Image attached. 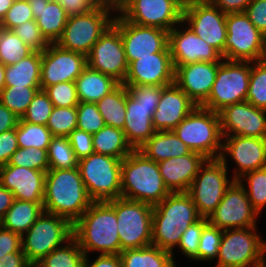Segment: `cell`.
Here are the masks:
<instances>
[{
  "instance_id": "obj_1",
  "label": "cell",
  "mask_w": 266,
  "mask_h": 267,
  "mask_svg": "<svg viewBox=\"0 0 266 267\" xmlns=\"http://www.w3.org/2000/svg\"><path fill=\"white\" fill-rule=\"evenodd\" d=\"M89 197L78 167L49 169L46 172L43 209L74 224L90 207Z\"/></svg>"
},
{
  "instance_id": "obj_2",
  "label": "cell",
  "mask_w": 266,
  "mask_h": 267,
  "mask_svg": "<svg viewBox=\"0 0 266 267\" xmlns=\"http://www.w3.org/2000/svg\"><path fill=\"white\" fill-rule=\"evenodd\" d=\"M201 216L187 192H171L153 206L152 244L171 252L178 245L183 231Z\"/></svg>"
},
{
  "instance_id": "obj_3",
  "label": "cell",
  "mask_w": 266,
  "mask_h": 267,
  "mask_svg": "<svg viewBox=\"0 0 266 267\" xmlns=\"http://www.w3.org/2000/svg\"><path fill=\"white\" fill-rule=\"evenodd\" d=\"M73 237L85 256L90 251L120 254L121 245L114 208L107 201H93L73 224Z\"/></svg>"
},
{
  "instance_id": "obj_4",
  "label": "cell",
  "mask_w": 266,
  "mask_h": 267,
  "mask_svg": "<svg viewBox=\"0 0 266 267\" xmlns=\"http://www.w3.org/2000/svg\"><path fill=\"white\" fill-rule=\"evenodd\" d=\"M170 193L163 182L158 163L138 149L122 160L121 197L155 206Z\"/></svg>"
},
{
  "instance_id": "obj_5",
  "label": "cell",
  "mask_w": 266,
  "mask_h": 267,
  "mask_svg": "<svg viewBox=\"0 0 266 267\" xmlns=\"http://www.w3.org/2000/svg\"><path fill=\"white\" fill-rule=\"evenodd\" d=\"M172 131L192 152L219 159L223 135L217 112L196 106Z\"/></svg>"
},
{
  "instance_id": "obj_6",
  "label": "cell",
  "mask_w": 266,
  "mask_h": 267,
  "mask_svg": "<svg viewBox=\"0 0 266 267\" xmlns=\"http://www.w3.org/2000/svg\"><path fill=\"white\" fill-rule=\"evenodd\" d=\"M228 155L220 154L219 159H207L200 167L187 193L192 198L199 215L203 218L215 211L226 190L235 181L227 178Z\"/></svg>"
},
{
  "instance_id": "obj_7",
  "label": "cell",
  "mask_w": 266,
  "mask_h": 267,
  "mask_svg": "<svg viewBox=\"0 0 266 267\" xmlns=\"http://www.w3.org/2000/svg\"><path fill=\"white\" fill-rule=\"evenodd\" d=\"M72 237L73 224L69 220L44 211L21 236L22 251L27 261L34 266Z\"/></svg>"
},
{
  "instance_id": "obj_8",
  "label": "cell",
  "mask_w": 266,
  "mask_h": 267,
  "mask_svg": "<svg viewBox=\"0 0 266 267\" xmlns=\"http://www.w3.org/2000/svg\"><path fill=\"white\" fill-rule=\"evenodd\" d=\"M107 202L117 217L121 252L152 244V205L123 197Z\"/></svg>"
},
{
  "instance_id": "obj_9",
  "label": "cell",
  "mask_w": 266,
  "mask_h": 267,
  "mask_svg": "<svg viewBox=\"0 0 266 267\" xmlns=\"http://www.w3.org/2000/svg\"><path fill=\"white\" fill-rule=\"evenodd\" d=\"M122 160L93 153L78 160V168L92 201H110L121 197Z\"/></svg>"
},
{
  "instance_id": "obj_10",
  "label": "cell",
  "mask_w": 266,
  "mask_h": 267,
  "mask_svg": "<svg viewBox=\"0 0 266 267\" xmlns=\"http://www.w3.org/2000/svg\"><path fill=\"white\" fill-rule=\"evenodd\" d=\"M255 229L256 226L223 230L216 267H260L264 264L266 242Z\"/></svg>"
},
{
  "instance_id": "obj_11",
  "label": "cell",
  "mask_w": 266,
  "mask_h": 267,
  "mask_svg": "<svg viewBox=\"0 0 266 267\" xmlns=\"http://www.w3.org/2000/svg\"><path fill=\"white\" fill-rule=\"evenodd\" d=\"M114 10L97 5L89 12L70 16L62 36L56 42L60 47L87 56L100 36L113 23Z\"/></svg>"
},
{
  "instance_id": "obj_12",
  "label": "cell",
  "mask_w": 266,
  "mask_h": 267,
  "mask_svg": "<svg viewBox=\"0 0 266 267\" xmlns=\"http://www.w3.org/2000/svg\"><path fill=\"white\" fill-rule=\"evenodd\" d=\"M251 73V62L223 59L208 99L201 107L219 112L224 107L246 101Z\"/></svg>"
},
{
  "instance_id": "obj_13",
  "label": "cell",
  "mask_w": 266,
  "mask_h": 267,
  "mask_svg": "<svg viewBox=\"0 0 266 267\" xmlns=\"http://www.w3.org/2000/svg\"><path fill=\"white\" fill-rule=\"evenodd\" d=\"M227 36L223 59L255 62L263 60L266 36L244 12L226 14Z\"/></svg>"
},
{
  "instance_id": "obj_14",
  "label": "cell",
  "mask_w": 266,
  "mask_h": 267,
  "mask_svg": "<svg viewBox=\"0 0 266 267\" xmlns=\"http://www.w3.org/2000/svg\"><path fill=\"white\" fill-rule=\"evenodd\" d=\"M183 23L214 47L223 57L227 36L226 13L215 7L209 0H185Z\"/></svg>"
},
{
  "instance_id": "obj_15",
  "label": "cell",
  "mask_w": 266,
  "mask_h": 267,
  "mask_svg": "<svg viewBox=\"0 0 266 267\" xmlns=\"http://www.w3.org/2000/svg\"><path fill=\"white\" fill-rule=\"evenodd\" d=\"M185 0H128L119 14L131 23L170 31L183 26Z\"/></svg>"
},
{
  "instance_id": "obj_16",
  "label": "cell",
  "mask_w": 266,
  "mask_h": 267,
  "mask_svg": "<svg viewBox=\"0 0 266 267\" xmlns=\"http://www.w3.org/2000/svg\"><path fill=\"white\" fill-rule=\"evenodd\" d=\"M112 24L120 31L128 65L138 57L170 53L168 31L131 23L120 14L114 17Z\"/></svg>"
},
{
  "instance_id": "obj_17",
  "label": "cell",
  "mask_w": 266,
  "mask_h": 267,
  "mask_svg": "<svg viewBox=\"0 0 266 267\" xmlns=\"http://www.w3.org/2000/svg\"><path fill=\"white\" fill-rule=\"evenodd\" d=\"M258 212L252 207L244 187L235 180L208 222L221 229H242L256 226Z\"/></svg>"
},
{
  "instance_id": "obj_18",
  "label": "cell",
  "mask_w": 266,
  "mask_h": 267,
  "mask_svg": "<svg viewBox=\"0 0 266 267\" xmlns=\"http://www.w3.org/2000/svg\"><path fill=\"white\" fill-rule=\"evenodd\" d=\"M87 66L113 77L122 84L128 72L120 31L111 24L87 55Z\"/></svg>"
},
{
  "instance_id": "obj_19",
  "label": "cell",
  "mask_w": 266,
  "mask_h": 267,
  "mask_svg": "<svg viewBox=\"0 0 266 267\" xmlns=\"http://www.w3.org/2000/svg\"><path fill=\"white\" fill-rule=\"evenodd\" d=\"M87 67V56L50 43L42 52L41 89L63 82H75Z\"/></svg>"
},
{
  "instance_id": "obj_20",
  "label": "cell",
  "mask_w": 266,
  "mask_h": 267,
  "mask_svg": "<svg viewBox=\"0 0 266 267\" xmlns=\"http://www.w3.org/2000/svg\"><path fill=\"white\" fill-rule=\"evenodd\" d=\"M218 114L223 136L266 138V110L243 101L224 107Z\"/></svg>"
},
{
  "instance_id": "obj_21",
  "label": "cell",
  "mask_w": 266,
  "mask_h": 267,
  "mask_svg": "<svg viewBox=\"0 0 266 267\" xmlns=\"http://www.w3.org/2000/svg\"><path fill=\"white\" fill-rule=\"evenodd\" d=\"M184 29L175 26L169 31L168 47L174 68L185 64L223 60L222 55L197 36L190 27Z\"/></svg>"
},
{
  "instance_id": "obj_22",
  "label": "cell",
  "mask_w": 266,
  "mask_h": 267,
  "mask_svg": "<svg viewBox=\"0 0 266 267\" xmlns=\"http://www.w3.org/2000/svg\"><path fill=\"white\" fill-rule=\"evenodd\" d=\"M175 83V68L170 53H154L138 57L128 65L124 85L165 87Z\"/></svg>"
},
{
  "instance_id": "obj_23",
  "label": "cell",
  "mask_w": 266,
  "mask_h": 267,
  "mask_svg": "<svg viewBox=\"0 0 266 267\" xmlns=\"http://www.w3.org/2000/svg\"><path fill=\"white\" fill-rule=\"evenodd\" d=\"M223 139L221 154L231 156L237 167L233 171L234 180L247 172L266 167V138L223 136Z\"/></svg>"
},
{
  "instance_id": "obj_24",
  "label": "cell",
  "mask_w": 266,
  "mask_h": 267,
  "mask_svg": "<svg viewBox=\"0 0 266 267\" xmlns=\"http://www.w3.org/2000/svg\"><path fill=\"white\" fill-rule=\"evenodd\" d=\"M220 62H198L175 68V84L197 105L209 97Z\"/></svg>"
},
{
  "instance_id": "obj_25",
  "label": "cell",
  "mask_w": 266,
  "mask_h": 267,
  "mask_svg": "<svg viewBox=\"0 0 266 267\" xmlns=\"http://www.w3.org/2000/svg\"><path fill=\"white\" fill-rule=\"evenodd\" d=\"M46 172L8 165L0 167V184L13 193L14 199L44 202Z\"/></svg>"
},
{
  "instance_id": "obj_26",
  "label": "cell",
  "mask_w": 266,
  "mask_h": 267,
  "mask_svg": "<svg viewBox=\"0 0 266 267\" xmlns=\"http://www.w3.org/2000/svg\"><path fill=\"white\" fill-rule=\"evenodd\" d=\"M196 106L175 83L161 87V97L152 118L155 131H172Z\"/></svg>"
},
{
  "instance_id": "obj_27",
  "label": "cell",
  "mask_w": 266,
  "mask_h": 267,
  "mask_svg": "<svg viewBox=\"0 0 266 267\" xmlns=\"http://www.w3.org/2000/svg\"><path fill=\"white\" fill-rule=\"evenodd\" d=\"M206 160L202 154L191 151L187 155L158 162L165 186L170 192H187Z\"/></svg>"
},
{
  "instance_id": "obj_28",
  "label": "cell",
  "mask_w": 266,
  "mask_h": 267,
  "mask_svg": "<svg viewBox=\"0 0 266 267\" xmlns=\"http://www.w3.org/2000/svg\"><path fill=\"white\" fill-rule=\"evenodd\" d=\"M157 107H145L135 100L126 88L124 134L133 149L140 148L156 131L152 124Z\"/></svg>"
},
{
  "instance_id": "obj_29",
  "label": "cell",
  "mask_w": 266,
  "mask_h": 267,
  "mask_svg": "<svg viewBox=\"0 0 266 267\" xmlns=\"http://www.w3.org/2000/svg\"><path fill=\"white\" fill-rule=\"evenodd\" d=\"M34 20L42 36L50 43H56L62 36L68 16L57 0H28Z\"/></svg>"
},
{
  "instance_id": "obj_30",
  "label": "cell",
  "mask_w": 266,
  "mask_h": 267,
  "mask_svg": "<svg viewBox=\"0 0 266 267\" xmlns=\"http://www.w3.org/2000/svg\"><path fill=\"white\" fill-rule=\"evenodd\" d=\"M138 150L156 163L191 152L173 131H156Z\"/></svg>"
},
{
  "instance_id": "obj_31",
  "label": "cell",
  "mask_w": 266,
  "mask_h": 267,
  "mask_svg": "<svg viewBox=\"0 0 266 267\" xmlns=\"http://www.w3.org/2000/svg\"><path fill=\"white\" fill-rule=\"evenodd\" d=\"M79 102L97 103L120 83L113 77L87 66L75 80Z\"/></svg>"
},
{
  "instance_id": "obj_32",
  "label": "cell",
  "mask_w": 266,
  "mask_h": 267,
  "mask_svg": "<svg viewBox=\"0 0 266 267\" xmlns=\"http://www.w3.org/2000/svg\"><path fill=\"white\" fill-rule=\"evenodd\" d=\"M43 212V202L14 199L12 206L0 220V225L22 236Z\"/></svg>"
},
{
  "instance_id": "obj_33",
  "label": "cell",
  "mask_w": 266,
  "mask_h": 267,
  "mask_svg": "<svg viewBox=\"0 0 266 267\" xmlns=\"http://www.w3.org/2000/svg\"><path fill=\"white\" fill-rule=\"evenodd\" d=\"M42 52L34 51L18 63L6 66L5 86L41 87Z\"/></svg>"
},
{
  "instance_id": "obj_34",
  "label": "cell",
  "mask_w": 266,
  "mask_h": 267,
  "mask_svg": "<svg viewBox=\"0 0 266 267\" xmlns=\"http://www.w3.org/2000/svg\"><path fill=\"white\" fill-rule=\"evenodd\" d=\"M119 255L122 267H176L171 252L153 244L142 248L126 249Z\"/></svg>"
},
{
  "instance_id": "obj_35",
  "label": "cell",
  "mask_w": 266,
  "mask_h": 267,
  "mask_svg": "<svg viewBox=\"0 0 266 267\" xmlns=\"http://www.w3.org/2000/svg\"><path fill=\"white\" fill-rule=\"evenodd\" d=\"M94 153L116 157L123 160L134 149L127 142L124 131L105 125L92 135Z\"/></svg>"
},
{
  "instance_id": "obj_36",
  "label": "cell",
  "mask_w": 266,
  "mask_h": 267,
  "mask_svg": "<svg viewBox=\"0 0 266 267\" xmlns=\"http://www.w3.org/2000/svg\"><path fill=\"white\" fill-rule=\"evenodd\" d=\"M107 126L124 128L126 115V86L119 84L96 103Z\"/></svg>"
},
{
  "instance_id": "obj_37",
  "label": "cell",
  "mask_w": 266,
  "mask_h": 267,
  "mask_svg": "<svg viewBox=\"0 0 266 267\" xmlns=\"http://www.w3.org/2000/svg\"><path fill=\"white\" fill-rule=\"evenodd\" d=\"M85 254L74 237L54 249L33 267H83Z\"/></svg>"
},
{
  "instance_id": "obj_38",
  "label": "cell",
  "mask_w": 266,
  "mask_h": 267,
  "mask_svg": "<svg viewBox=\"0 0 266 267\" xmlns=\"http://www.w3.org/2000/svg\"><path fill=\"white\" fill-rule=\"evenodd\" d=\"M18 148L48 149L52 133L42 124H32L19 118L16 126Z\"/></svg>"
},
{
  "instance_id": "obj_39",
  "label": "cell",
  "mask_w": 266,
  "mask_h": 267,
  "mask_svg": "<svg viewBox=\"0 0 266 267\" xmlns=\"http://www.w3.org/2000/svg\"><path fill=\"white\" fill-rule=\"evenodd\" d=\"M47 154L49 169H72L78 167V159L68 137L53 136Z\"/></svg>"
},
{
  "instance_id": "obj_40",
  "label": "cell",
  "mask_w": 266,
  "mask_h": 267,
  "mask_svg": "<svg viewBox=\"0 0 266 267\" xmlns=\"http://www.w3.org/2000/svg\"><path fill=\"white\" fill-rule=\"evenodd\" d=\"M34 52L12 30L3 29L0 33V62L5 65L18 63Z\"/></svg>"
},
{
  "instance_id": "obj_41",
  "label": "cell",
  "mask_w": 266,
  "mask_h": 267,
  "mask_svg": "<svg viewBox=\"0 0 266 267\" xmlns=\"http://www.w3.org/2000/svg\"><path fill=\"white\" fill-rule=\"evenodd\" d=\"M237 181L244 187L252 207L260 215L266 206V167L247 172ZM243 181L247 183L248 188L243 184Z\"/></svg>"
},
{
  "instance_id": "obj_42",
  "label": "cell",
  "mask_w": 266,
  "mask_h": 267,
  "mask_svg": "<svg viewBox=\"0 0 266 267\" xmlns=\"http://www.w3.org/2000/svg\"><path fill=\"white\" fill-rule=\"evenodd\" d=\"M40 89L41 87L5 86L0 92V102L21 118Z\"/></svg>"
},
{
  "instance_id": "obj_43",
  "label": "cell",
  "mask_w": 266,
  "mask_h": 267,
  "mask_svg": "<svg viewBox=\"0 0 266 267\" xmlns=\"http://www.w3.org/2000/svg\"><path fill=\"white\" fill-rule=\"evenodd\" d=\"M246 101L257 108L266 110V62L263 60L251 62Z\"/></svg>"
},
{
  "instance_id": "obj_44",
  "label": "cell",
  "mask_w": 266,
  "mask_h": 267,
  "mask_svg": "<svg viewBox=\"0 0 266 267\" xmlns=\"http://www.w3.org/2000/svg\"><path fill=\"white\" fill-rule=\"evenodd\" d=\"M46 127L52 136L68 137L77 127L76 107H53Z\"/></svg>"
},
{
  "instance_id": "obj_45",
  "label": "cell",
  "mask_w": 266,
  "mask_h": 267,
  "mask_svg": "<svg viewBox=\"0 0 266 267\" xmlns=\"http://www.w3.org/2000/svg\"><path fill=\"white\" fill-rule=\"evenodd\" d=\"M48 149L18 148L11 156L8 165L47 172L49 170Z\"/></svg>"
},
{
  "instance_id": "obj_46",
  "label": "cell",
  "mask_w": 266,
  "mask_h": 267,
  "mask_svg": "<svg viewBox=\"0 0 266 267\" xmlns=\"http://www.w3.org/2000/svg\"><path fill=\"white\" fill-rule=\"evenodd\" d=\"M53 107V103L50 101L47 93L40 89L34 95L26 112L20 119L32 124H42L46 126Z\"/></svg>"
},
{
  "instance_id": "obj_47",
  "label": "cell",
  "mask_w": 266,
  "mask_h": 267,
  "mask_svg": "<svg viewBox=\"0 0 266 267\" xmlns=\"http://www.w3.org/2000/svg\"><path fill=\"white\" fill-rule=\"evenodd\" d=\"M76 109V128L93 135L106 125L96 103L79 102Z\"/></svg>"
},
{
  "instance_id": "obj_48",
  "label": "cell",
  "mask_w": 266,
  "mask_h": 267,
  "mask_svg": "<svg viewBox=\"0 0 266 267\" xmlns=\"http://www.w3.org/2000/svg\"><path fill=\"white\" fill-rule=\"evenodd\" d=\"M208 218L201 217L197 222L191 224L183 231L178 248L189 259L198 261V247L203 228L208 224Z\"/></svg>"
},
{
  "instance_id": "obj_49",
  "label": "cell",
  "mask_w": 266,
  "mask_h": 267,
  "mask_svg": "<svg viewBox=\"0 0 266 267\" xmlns=\"http://www.w3.org/2000/svg\"><path fill=\"white\" fill-rule=\"evenodd\" d=\"M223 230L208 223L202 230L199 247L198 261L213 260L218 255Z\"/></svg>"
},
{
  "instance_id": "obj_50",
  "label": "cell",
  "mask_w": 266,
  "mask_h": 267,
  "mask_svg": "<svg viewBox=\"0 0 266 267\" xmlns=\"http://www.w3.org/2000/svg\"><path fill=\"white\" fill-rule=\"evenodd\" d=\"M44 91L54 107H76L79 104L75 82L57 83Z\"/></svg>"
},
{
  "instance_id": "obj_51",
  "label": "cell",
  "mask_w": 266,
  "mask_h": 267,
  "mask_svg": "<svg viewBox=\"0 0 266 267\" xmlns=\"http://www.w3.org/2000/svg\"><path fill=\"white\" fill-rule=\"evenodd\" d=\"M12 31L34 51L43 52L49 45L42 36L36 20L27 21L13 28Z\"/></svg>"
},
{
  "instance_id": "obj_52",
  "label": "cell",
  "mask_w": 266,
  "mask_h": 267,
  "mask_svg": "<svg viewBox=\"0 0 266 267\" xmlns=\"http://www.w3.org/2000/svg\"><path fill=\"white\" fill-rule=\"evenodd\" d=\"M32 20H34V14L31 11L28 0H15L0 24L3 29L12 30L17 26Z\"/></svg>"
},
{
  "instance_id": "obj_53",
  "label": "cell",
  "mask_w": 266,
  "mask_h": 267,
  "mask_svg": "<svg viewBox=\"0 0 266 267\" xmlns=\"http://www.w3.org/2000/svg\"><path fill=\"white\" fill-rule=\"evenodd\" d=\"M127 92L145 107H157L161 97V87L154 85H125Z\"/></svg>"
},
{
  "instance_id": "obj_54",
  "label": "cell",
  "mask_w": 266,
  "mask_h": 267,
  "mask_svg": "<svg viewBox=\"0 0 266 267\" xmlns=\"http://www.w3.org/2000/svg\"><path fill=\"white\" fill-rule=\"evenodd\" d=\"M68 139L78 160L94 153L92 134L75 128L69 134Z\"/></svg>"
},
{
  "instance_id": "obj_55",
  "label": "cell",
  "mask_w": 266,
  "mask_h": 267,
  "mask_svg": "<svg viewBox=\"0 0 266 267\" xmlns=\"http://www.w3.org/2000/svg\"><path fill=\"white\" fill-rule=\"evenodd\" d=\"M244 13L250 22L266 36V0H252Z\"/></svg>"
},
{
  "instance_id": "obj_56",
  "label": "cell",
  "mask_w": 266,
  "mask_h": 267,
  "mask_svg": "<svg viewBox=\"0 0 266 267\" xmlns=\"http://www.w3.org/2000/svg\"><path fill=\"white\" fill-rule=\"evenodd\" d=\"M18 149L16 128L0 134V167L8 164L13 153Z\"/></svg>"
},
{
  "instance_id": "obj_57",
  "label": "cell",
  "mask_w": 266,
  "mask_h": 267,
  "mask_svg": "<svg viewBox=\"0 0 266 267\" xmlns=\"http://www.w3.org/2000/svg\"><path fill=\"white\" fill-rule=\"evenodd\" d=\"M14 252H23L21 235L0 225V258Z\"/></svg>"
},
{
  "instance_id": "obj_58",
  "label": "cell",
  "mask_w": 266,
  "mask_h": 267,
  "mask_svg": "<svg viewBox=\"0 0 266 267\" xmlns=\"http://www.w3.org/2000/svg\"><path fill=\"white\" fill-rule=\"evenodd\" d=\"M68 17L83 14L94 9L97 4L95 0H57Z\"/></svg>"
},
{
  "instance_id": "obj_59",
  "label": "cell",
  "mask_w": 266,
  "mask_h": 267,
  "mask_svg": "<svg viewBox=\"0 0 266 267\" xmlns=\"http://www.w3.org/2000/svg\"><path fill=\"white\" fill-rule=\"evenodd\" d=\"M215 7L223 13L244 12L252 0H209Z\"/></svg>"
},
{
  "instance_id": "obj_60",
  "label": "cell",
  "mask_w": 266,
  "mask_h": 267,
  "mask_svg": "<svg viewBox=\"0 0 266 267\" xmlns=\"http://www.w3.org/2000/svg\"><path fill=\"white\" fill-rule=\"evenodd\" d=\"M88 259L89 256H85L83 267H122L119 254H100L92 263Z\"/></svg>"
},
{
  "instance_id": "obj_61",
  "label": "cell",
  "mask_w": 266,
  "mask_h": 267,
  "mask_svg": "<svg viewBox=\"0 0 266 267\" xmlns=\"http://www.w3.org/2000/svg\"><path fill=\"white\" fill-rule=\"evenodd\" d=\"M0 267H33L23 252H14L0 258Z\"/></svg>"
},
{
  "instance_id": "obj_62",
  "label": "cell",
  "mask_w": 266,
  "mask_h": 267,
  "mask_svg": "<svg viewBox=\"0 0 266 267\" xmlns=\"http://www.w3.org/2000/svg\"><path fill=\"white\" fill-rule=\"evenodd\" d=\"M19 117L0 102V134L16 128Z\"/></svg>"
},
{
  "instance_id": "obj_63",
  "label": "cell",
  "mask_w": 266,
  "mask_h": 267,
  "mask_svg": "<svg viewBox=\"0 0 266 267\" xmlns=\"http://www.w3.org/2000/svg\"><path fill=\"white\" fill-rule=\"evenodd\" d=\"M13 201V193L0 184V220L12 206Z\"/></svg>"
},
{
  "instance_id": "obj_64",
  "label": "cell",
  "mask_w": 266,
  "mask_h": 267,
  "mask_svg": "<svg viewBox=\"0 0 266 267\" xmlns=\"http://www.w3.org/2000/svg\"><path fill=\"white\" fill-rule=\"evenodd\" d=\"M97 5L109 7L118 11L128 2V0H95Z\"/></svg>"
},
{
  "instance_id": "obj_65",
  "label": "cell",
  "mask_w": 266,
  "mask_h": 267,
  "mask_svg": "<svg viewBox=\"0 0 266 267\" xmlns=\"http://www.w3.org/2000/svg\"><path fill=\"white\" fill-rule=\"evenodd\" d=\"M15 0H0V22Z\"/></svg>"
},
{
  "instance_id": "obj_66",
  "label": "cell",
  "mask_w": 266,
  "mask_h": 267,
  "mask_svg": "<svg viewBox=\"0 0 266 267\" xmlns=\"http://www.w3.org/2000/svg\"><path fill=\"white\" fill-rule=\"evenodd\" d=\"M5 70H6V66L3 65L0 62V92L4 89L5 87Z\"/></svg>"
},
{
  "instance_id": "obj_67",
  "label": "cell",
  "mask_w": 266,
  "mask_h": 267,
  "mask_svg": "<svg viewBox=\"0 0 266 267\" xmlns=\"http://www.w3.org/2000/svg\"><path fill=\"white\" fill-rule=\"evenodd\" d=\"M263 61H265V62H266V47H265V52H264Z\"/></svg>"
},
{
  "instance_id": "obj_68",
  "label": "cell",
  "mask_w": 266,
  "mask_h": 267,
  "mask_svg": "<svg viewBox=\"0 0 266 267\" xmlns=\"http://www.w3.org/2000/svg\"><path fill=\"white\" fill-rule=\"evenodd\" d=\"M2 30H3V27H2L1 24H0V33L2 32Z\"/></svg>"
},
{
  "instance_id": "obj_69",
  "label": "cell",
  "mask_w": 266,
  "mask_h": 267,
  "mask_svg": "<svg viewBox=\"0 0 266 267\" xmlns=\"http://www.w3.org/2000/svg\"><path fill=\"white\" fill-rule=\"evenodd\" d=\"M260 267H266V262L264 264H262Z\"/></svg>"
}]
</instances>
